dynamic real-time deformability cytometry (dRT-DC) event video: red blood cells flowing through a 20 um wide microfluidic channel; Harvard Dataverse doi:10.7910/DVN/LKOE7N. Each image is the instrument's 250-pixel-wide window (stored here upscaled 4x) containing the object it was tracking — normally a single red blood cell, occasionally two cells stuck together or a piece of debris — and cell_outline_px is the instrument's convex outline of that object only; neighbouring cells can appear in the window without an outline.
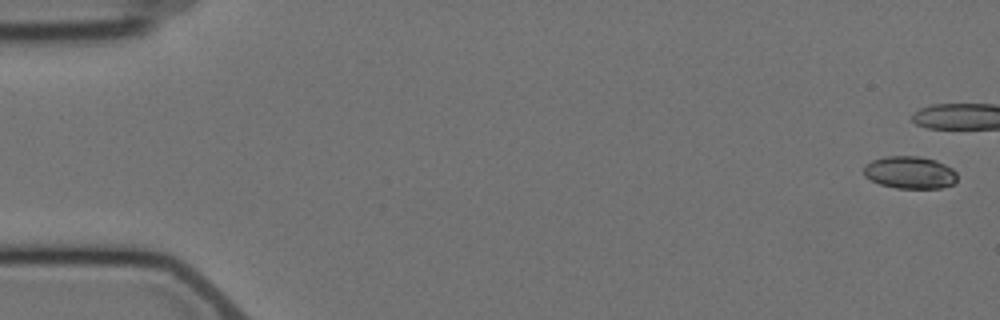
{"species": "Egyptian fruit bat (a non-hibernating species)", "species_latin": "Rousettus aegyptiacus", "temperature_condition": "cold", "stored_images_in_passage": 6, "camera_frame_rate_fps": 3000, "um_per_image_px": 0.085, "animal": {"sex": "female"}, "frame": {"image": 1, "passage_image": 1, "time_ms": 0.0, "image_size_px": [1000, 320], "cell_outline_px": [[956, 180], [952, 184], [940, 188], [896, 188], [880, 184], [864, 176], [864, 164], [872, 160], [884, 156], [920, 156], [936, 160], [952, 168], [956, 172]], "centroid_in_image_um": [77.32, 14.65], "position_along_channel_um": 7.7, "area_um2": 17.69}}